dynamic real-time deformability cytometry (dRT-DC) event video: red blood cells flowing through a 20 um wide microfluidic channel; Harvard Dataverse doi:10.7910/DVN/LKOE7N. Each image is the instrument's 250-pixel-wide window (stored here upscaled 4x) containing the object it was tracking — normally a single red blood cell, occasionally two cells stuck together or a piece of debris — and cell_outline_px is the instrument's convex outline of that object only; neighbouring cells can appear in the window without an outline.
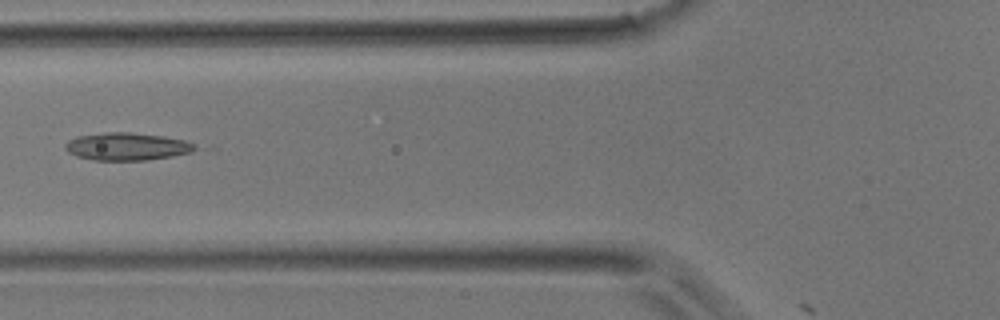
{"species": "common noctule bat (a hibernating species)", "species_latin": "Nyctalus noctula", "temperature_condition": "room temperature", "stored_images_in_passage": 4, "camera_frame_rate_fps": 3000, "um_per_image_px": 0.085, "animal": {"sex": "male", "body_mass_g": 17.9}, "frame": {"image": 1, "passage_image": 4, "time_ms": 1.0, "image_size_px": [1000, 320], "cell_outline_px": [[200, 148], [192, 152], [172, 156], [144, 160], [92, 160], [76, 156], [68, 152], [64, 148], [64, 144], [68, 140], [76, 136], [108, 132], [128, 132], [164, 136], [184, 140], [196, 144]], "centroid_in_image_um": [10.79, 12.45], "position_along_channel_um": 115.0, "area_um2": 21.04}}